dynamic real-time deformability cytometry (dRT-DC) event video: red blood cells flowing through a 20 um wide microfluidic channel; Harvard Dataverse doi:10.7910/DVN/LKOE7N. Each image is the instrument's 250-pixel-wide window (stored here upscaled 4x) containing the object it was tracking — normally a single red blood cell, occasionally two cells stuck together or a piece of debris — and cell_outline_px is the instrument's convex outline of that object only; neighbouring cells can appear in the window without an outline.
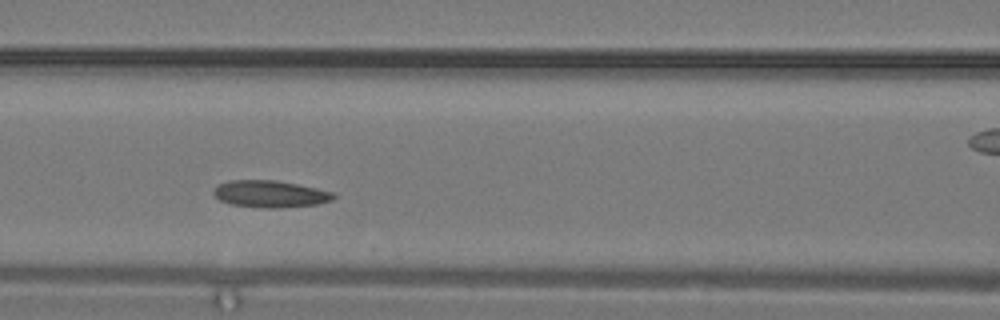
{"species": "common noctule bat (a hibernating species)", "species_latin": "Nyctalus noctula", "temperature_condition": "warm", "stored_images_in_passage": 7, "segment_of_instrument_passage": [2, 2], "camera_frame_rate_fps": 3000, "um_per_image_px": 0.085, "animal": {"sex": "male", "body_mass_g": 19.2, "forearm_length_mm": 51.8}, "frame": {"image": 1, "passage_image": 5, "time_ms": 1.333, "image_size_px": [1000, 320], "cell_outline_px": [[336, 196], [332, 200], [316, 204], [276, 208], [264, 208], [232, 204], [220, 200], [212, 192], [220, 184], [232, 180], [276, 180], [316, 188], [332, 192]], "centroid_in_image_um": [22.97, 16.48], "position_along_channel_um": 143.6, "area_um2": 18.5}}